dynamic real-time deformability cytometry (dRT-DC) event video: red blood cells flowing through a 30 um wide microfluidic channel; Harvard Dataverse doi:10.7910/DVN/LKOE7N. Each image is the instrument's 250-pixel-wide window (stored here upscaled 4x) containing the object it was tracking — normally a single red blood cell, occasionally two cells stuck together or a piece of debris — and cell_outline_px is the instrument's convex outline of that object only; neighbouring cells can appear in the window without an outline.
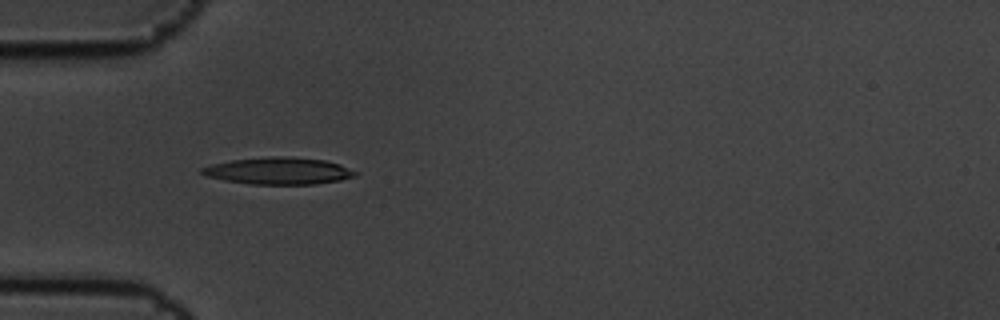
{"species": "common noctule bat (a hibernating species)", "species_latin": "Nyctalus noctula", "temperature_condition": "cold", "stored_images_in_passage": 13, "camera_frame_rate_fps": 3000, "um_per_image_px": 0.085, "animal": {"sex": "male", "body_mass_g": 19.5, "forearm_length_mm": 54.6}, "frame": {"image": 1, "passage_image": 6, "time_ms": 1.667, "image_size_px": [1000, 320], "cell_outline_px": [[360, 172], [356, 176], [340, 180], [316, 184], [252, 184], [224, 180], [208, 176], [200, 172], [200, 168], [212, 164], [232, 160], [268, 156], [292, 156], [324, 160], [340, 164]], "centroid_in_image_um": [23.73, 14.51], "position_along_channel_um": 61.3, "area_um2": 24.22}}
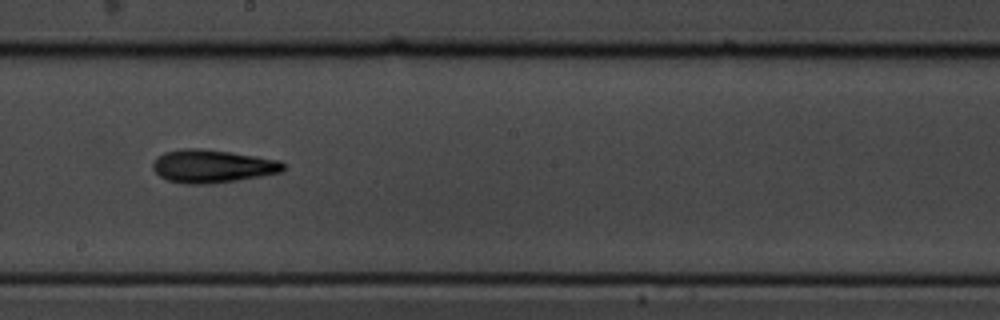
{"frame": {"image": 2, "passage_image": 10, "time_ms": 3.0, "image_size_px": [1000, 320], "cell_outline_px": [[288, 164], [280, 172], [260, 176], [212, 184], [184, 184], [168, 180], [160, 176], [152, 168], [152, 164], [164, 152], [184, 148], [200, 148], [256, 156], [280, 160]], "centroid_in_image_um": [18.07, 14.13], "position_along_channel_um": 230.1, "area_um2": 25.03}}
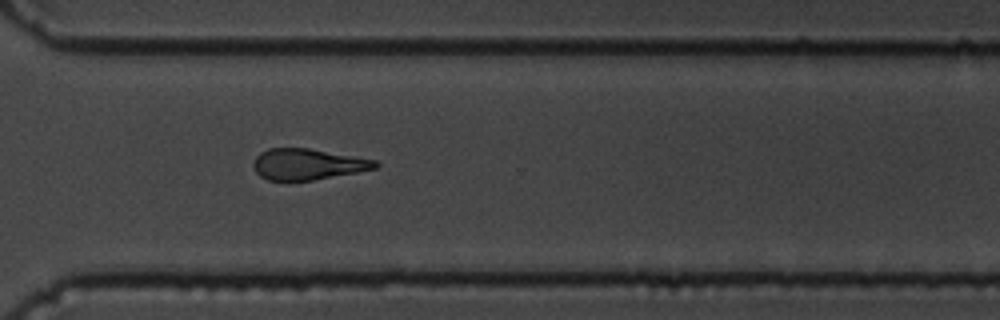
{"frame": {"image": 3, "passage_image": 13, "time_ms": 4.0, "image_size_px": [1000, 320], "cell_outline_px": [[380, 164], [376, 168], [356, 172], [312, 180], [288, 184], [268, 180], [260, 176], [256, 172], [252, 164], [256, 156], [260, 152], [268, 148], [308, 148], [376, 160]], "centroid_in_image_um": [26.08, 13.99], "position_along_channel_um": 344.5, "area_um2": 22.48}}